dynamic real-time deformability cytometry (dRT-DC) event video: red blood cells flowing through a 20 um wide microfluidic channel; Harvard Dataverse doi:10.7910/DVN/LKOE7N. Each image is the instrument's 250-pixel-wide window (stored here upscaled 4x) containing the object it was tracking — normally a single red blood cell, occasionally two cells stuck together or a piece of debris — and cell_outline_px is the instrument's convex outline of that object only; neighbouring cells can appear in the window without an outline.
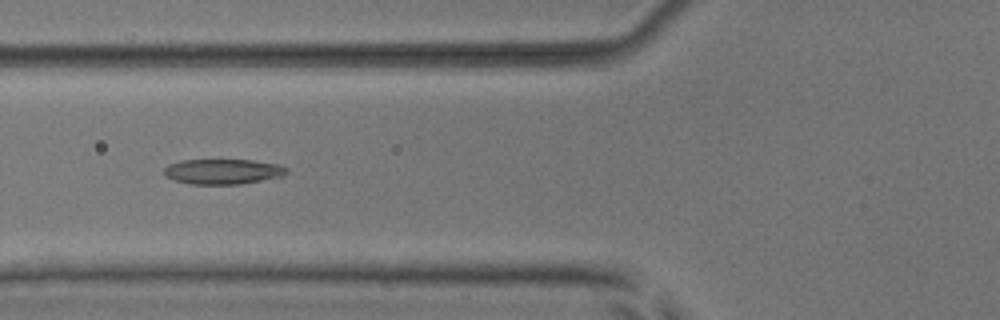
{"species": "common noctule bat (a hibernating species)", "species_latin": "Nyctalus noctula", "temperature_condition": "room temperature", "stored_images_in_passage": 33, "camera_frame_rate_fps": 3000, "um_per_image_px": 0.085, "animal": {"sex": "male", "body_mass_g": 17.9, "forearm_length_mm": 54.2}, "frame": {"image": 1, "passage_image": 6, "time_ms": 1.667, "image_size_px": [1000, 320], "cell_outline_px": [[288, 172], [284, 176], [240, 184], [192, 184], [172, 180], [164, 176], [164, 168], [168, 164], [180, 160], [252, 160], [280, 164], [288, 168]], "centroid_in_image_um": [18.94, 14.58], "position_along_channel_um": 106.9, "area_um2": 18.21}}
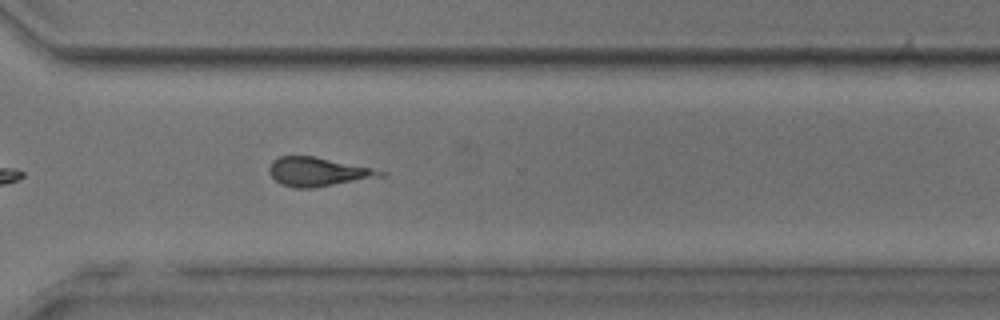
{"frame": {"image": 2, "passage_image": 24, "time_ms": 7.667, "image_size_px": [1000, 320], "cell_outline_px": [[388, 172], [384, 176], [312, 188], [296, 188], [280, 184], [268, 172], [268, 168], [272, 160], [280, 156], [312, 156], [372, 168]], "centroid_in_image_um": [26.99, 14.6], "position_along_channel_um": 343.6, "area_um2": 18.55}, "authors_computed_cell_mechanics": {"area_um2": 17.9758, "velocity_mm_per_s": 3.9462, "shape_relaxation_time_tau1_ms": 6.6395, "shape_relaxation_time_tau2_ms": 7.0532, "deformation_change_tau1": 0.1258, "deformation_change_tau2": 0.2216}}